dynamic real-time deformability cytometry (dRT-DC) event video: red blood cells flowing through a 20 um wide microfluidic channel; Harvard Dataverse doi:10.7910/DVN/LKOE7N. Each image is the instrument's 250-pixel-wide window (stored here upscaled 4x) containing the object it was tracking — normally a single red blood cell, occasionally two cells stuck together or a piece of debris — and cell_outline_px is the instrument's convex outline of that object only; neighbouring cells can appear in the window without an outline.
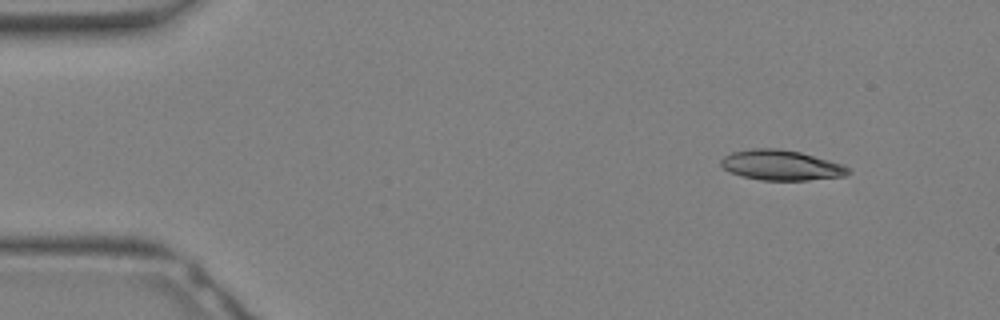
{"species": "Egyptian fruit bat (a non-hibernating species)", "species_latin": "Rousettus aegyptiacus", "temperature_condition": "warm", "stored_images_in_passage": 15, "camera_frame_rate_fps": 3000, "um_per_image_px": 0.085, "animal": {"sex": "female"}, "frame": {"image": 1, "passage_image": 1, "time_ms": 0.0, "image_size_px": [1000, 320], "cell_outline_px": [[852, 172], [844, 176], [808, 180], [760, 180], [740, 176], [728, 172], [720, 164], [720, 160], [724, 156], [732, 152], [752, 148], [776, 148], [800, 152], [844, 164]], "centroid_in_image_um": [66.38, 14.04], "position_along_channel_um": 18.6, "area_um2": 22.54}}
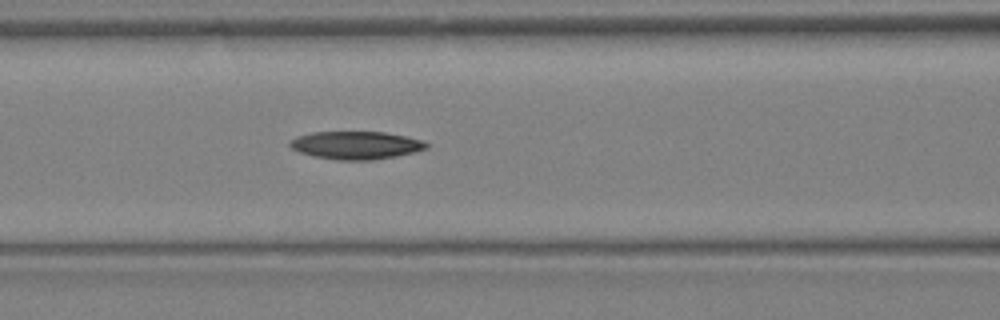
{"frame": {"image": 2, "passage_image": 11, "time_ms": 3.333, "image_size_px": [1000, 320], "cell_outline_px": [[428, 148], [396, 156], [372, 160], [336, 160], [316, 156], [300, 152], [292, 148], [288, 144], [296, 136], [312, 132], [384, 132], [424, 140], [428, 144]], "centroid_in_image_um": [30.26, 12.34], "position_along_channel_um": 136.3, "area_um2": 22.02}}
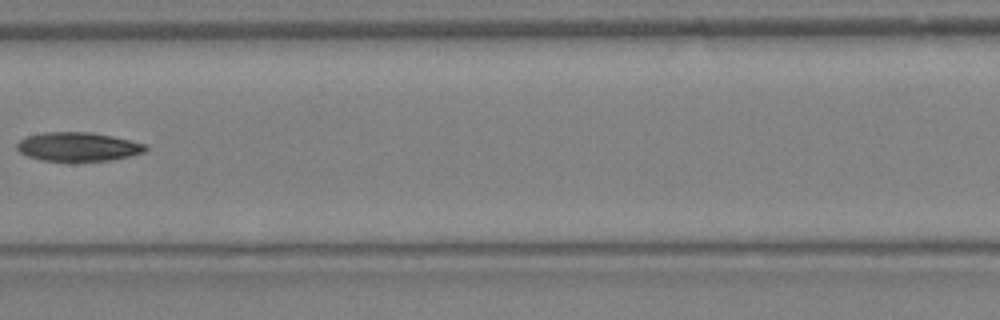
{"frame": {"image": 3, "passage_image": 14, "time_ms": 4.333, "image_size_px": [1000, 320], "cell_outline_px": [[148, 148], [144, 152], [112, 160], [40, 160], [28, 156], [20, 152], [16, 148], [16, 144], [20, 140], [28, 136], [44, 132], [88, 132], [112, 136], [148, 144]], "centroid_in_image_um": [6.64, 12.46], "position_along_channel_um": 200.8, "area_um2": 21.39}}